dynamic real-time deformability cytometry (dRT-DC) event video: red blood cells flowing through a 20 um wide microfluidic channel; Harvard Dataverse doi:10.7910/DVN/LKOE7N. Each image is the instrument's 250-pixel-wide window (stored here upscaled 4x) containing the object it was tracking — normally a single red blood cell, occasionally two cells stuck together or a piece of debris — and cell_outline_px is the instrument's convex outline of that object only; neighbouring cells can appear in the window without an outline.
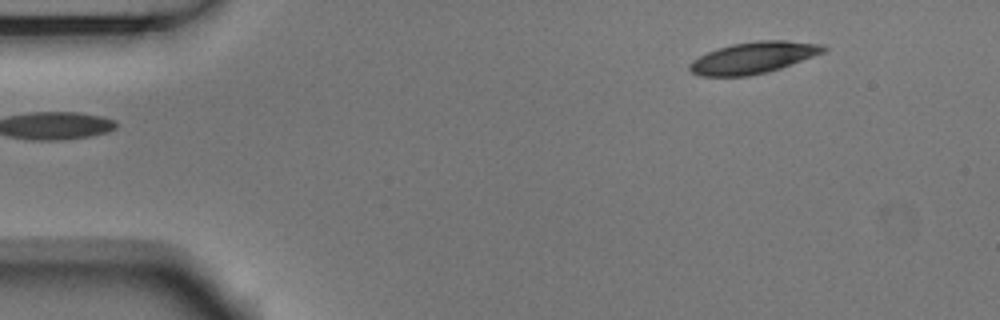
{"species": "Egyptian fruit bat (a non-hibernating species)", "species_latin": "Rousettus aegyptiacus", "temperature_condition": "room temperature", "stored_images_in_passage": 2, "camera_frame_rate_fps": 3000, "um_per_image_px": 0.085, "animal": {"sex": "male"}, "frame": {"image": 1, "passage_image": 2, "time_ms": 0.333, "image_size_px": [1000, 320], "cell_outline_px": [[828, 48], [824, 52], [780, 68], [748, 76], [700, 76], [692, 72], [688, 68], [688, 64], [692, 60], [716, 48], [732, 44], [760, 40], [784, 40], [820, 44]], "centroid_in_image_um": [64.0, 4.9], "position_along_channel_um": 21.0, "area_um2": 24.33}}